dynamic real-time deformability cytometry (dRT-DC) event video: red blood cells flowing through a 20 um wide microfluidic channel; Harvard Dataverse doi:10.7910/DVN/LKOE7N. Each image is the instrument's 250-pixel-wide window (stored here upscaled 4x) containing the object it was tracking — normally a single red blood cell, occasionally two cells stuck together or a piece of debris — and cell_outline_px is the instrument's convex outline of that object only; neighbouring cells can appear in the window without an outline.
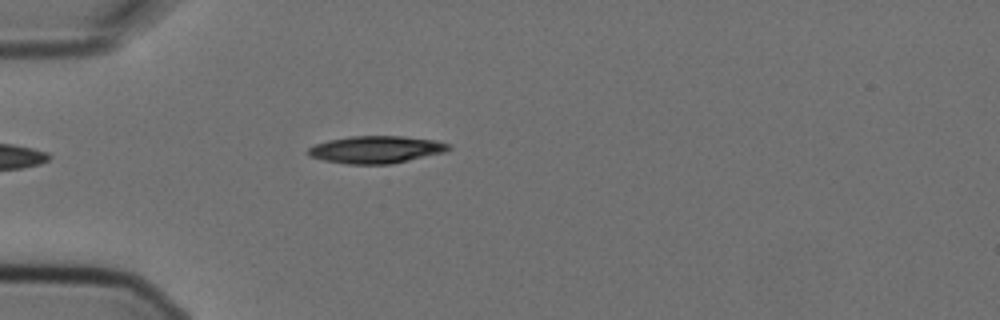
{"species": "Egyptian fruit bat (a non-hibernating species)", "species_latin": "Rousettus aegyptiacus", "temperature_condition": "cold", "stored_images_in_passage": 3, "camera_frame_rate_fps": 3000, "um_per_image_px": 0.085, "animal": {"sex": "female"}, "frame": {"image": 1, "passage_image": 3, "time_ms": 0.667, "image_size_px": [1000, 320], "cell_outline_px": [[452, 148], [444, 152], [392, 164], [348, 164], [324, 160], [312, 156], [308, 152], [308, 148], [316, 144], [328, 140], [352, 136], [404, 136], [436, 140], [448, 144]], "centroid_in_image_um": [32.0, 12.71], "position_along_channel_um": 53.0, "area_um2": 22.2}}